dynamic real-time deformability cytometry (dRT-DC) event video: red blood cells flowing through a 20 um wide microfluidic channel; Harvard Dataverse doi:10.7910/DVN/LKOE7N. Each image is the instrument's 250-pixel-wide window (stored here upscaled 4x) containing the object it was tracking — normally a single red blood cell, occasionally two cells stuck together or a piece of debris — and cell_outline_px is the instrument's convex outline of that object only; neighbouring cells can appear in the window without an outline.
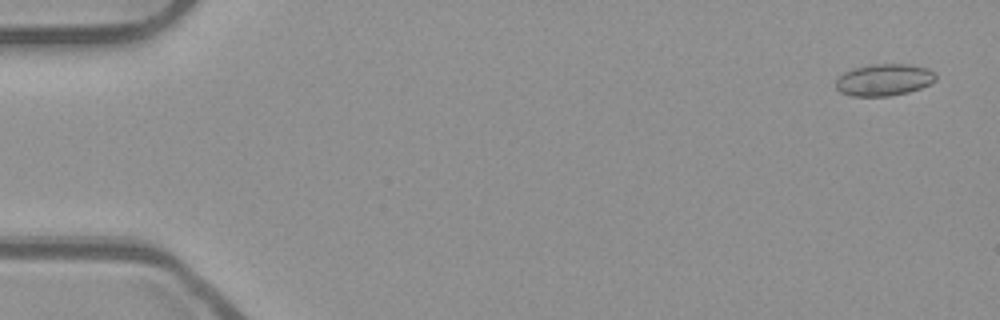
{"species": "common noctule bat (a hibernating species)", "species_latin": "Nyctalus noctula", "temperature_condition": "room temperature", "stored_images_in_passage": 54, "camera_frame_rate_fps": 3000, "um_per_image_px": 0.085, "animal": {"sex": "male", "body_mass_g": 23.1, "forearm_length_mm": 52.7}, "frame": {"image": 1, "passage_image": 3, "time_ms": 0.667, "image_size_px": [1000, 320], "cell_outline_px": [[936, 80], [920, 88], [908, 92], [888, 96], [852, 96], [840, 92], [836, 88], [836, 80], [844, 72], [852, 68], [872, 64], [912, 64], [928, 68], [936, 76]], "centroid_in_image_um": [75.13, 6.78], "position_along_channel_um": 9.9, "area_um2": 18.55}}
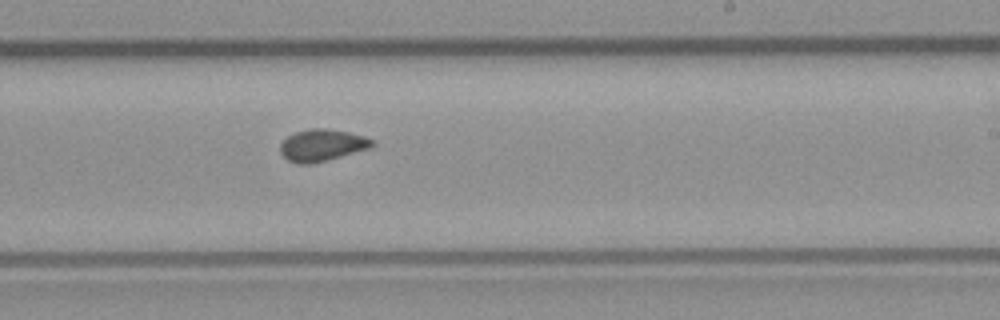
{"frame": {"image": 2, "passage_image": 33, "time_ms": 10.667, "image_size_px": [1000, 320], "cell_outline_px": [[376, 144], [368, 148], [312, 164], [300, 164], [288, 160], [280, 152], [280, 144], [288, 136], [296, 132], [312, 128], [324, 128], [348, 132], [364, 136], [372, 140]], "centroid_in_image_um": [27.35, 12.34], "position_along_channel_um": 261.7, "area_um2": 16.76}}
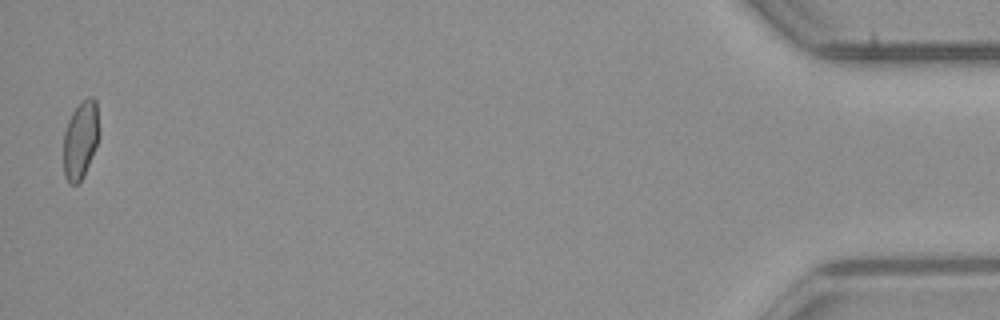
{"frame": {"image": 3, "passage_image": 53, "time_ms": 17.333, "image_size_px": [1000, 320], "cell_outline_px": [[100, 132], [96, 144], [88, 164], [80, 180], [76, 184], [68, 184], [64, 176], [64, 132], [68, 120], [72, 112], [88, 96], [92, 96], [96, 100]], "centroid_in_image_um": [6.84, 11.85], "position_along_channel_um": 428.4, "area_um2": 15.95}, "authors_computed_cell_mechanics": {"area_um2": 16.7909, "velocity_mm_per_s": 3.9508, "shape_relaxation_time_tau1_ms": null, "shape_relaxation_time_tau2_ms": 2.2374, "deformation_change_tau1": null, "deformation_change_tau2": 0.0624}}